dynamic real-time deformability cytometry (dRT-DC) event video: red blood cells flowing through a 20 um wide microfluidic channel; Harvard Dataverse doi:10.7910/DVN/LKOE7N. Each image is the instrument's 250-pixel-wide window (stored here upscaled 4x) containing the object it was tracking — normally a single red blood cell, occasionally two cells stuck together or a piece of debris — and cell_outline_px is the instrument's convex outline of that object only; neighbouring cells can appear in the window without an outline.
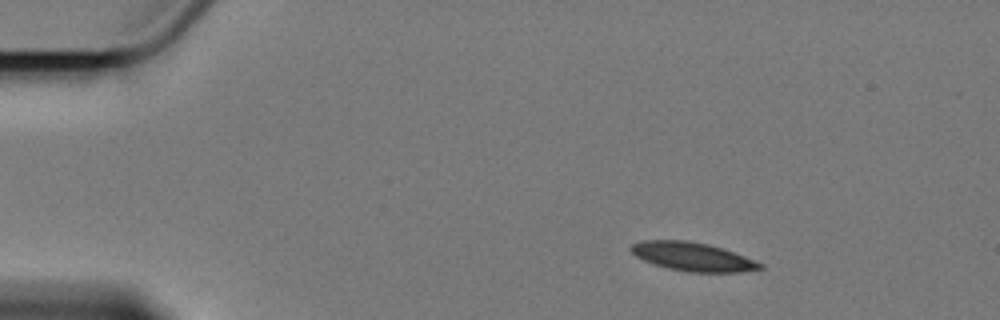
{"species": "Egyptian fruit bat (a non-hibernating species)", "species_latin": "Rousettus aegyptiacus", "temperature_condition": "cold", "stored_images_in_passage": 5, "camera_frame_rate_fps": 3000, "um_per_image_px": 0.085, "animal": {"sex": "female"}, "frame": {"image": 1, "passage_image": 2, "time_ms": 1.0, "image_size_px": [1000, 320], "cell_outline_px": [[764, 268], [740, 272], [688, 272], [668, 268], [644, 260], [636, 256], [628, 248], [632, 244], [644, 240], [688, 240], [708, 244], [744, 256], [764, 264]], "centroid_in_image_um": [58.87, 21.81], "position_along_channel_um": 26.1, "area_um2": 21.33}}
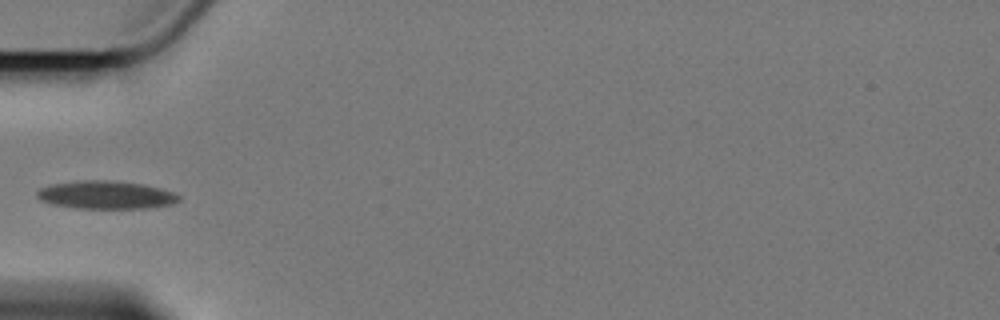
{"frame": {"image": 2, "passage_image": 5, "time_ms": 4.667, "image_size_px": [1000, 320], "cell_outline_px": [[180, 200], [172, 204], [152, 208], [76, 208], [52, 204], [40, 200], [36, 196], [36, 192], [40, 188], [52, 184], [80, 180], [108, 180], [144, 184], [176, 192], [180, 196]], "centroid_in_image_um": [9.03, 16.56], "position_along_channel_um": 76.0, "area_um2": 23.35}}